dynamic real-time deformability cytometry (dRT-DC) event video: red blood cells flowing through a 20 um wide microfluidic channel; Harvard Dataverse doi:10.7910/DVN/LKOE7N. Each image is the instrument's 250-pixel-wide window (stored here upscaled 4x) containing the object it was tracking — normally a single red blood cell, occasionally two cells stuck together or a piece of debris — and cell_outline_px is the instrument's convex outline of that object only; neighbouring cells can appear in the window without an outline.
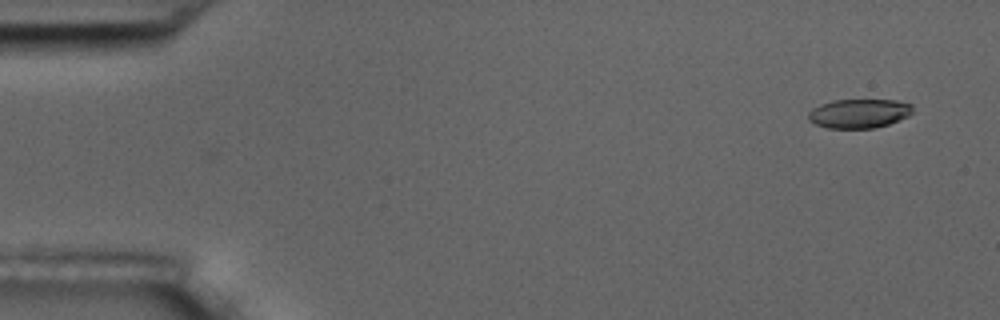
{"species": "common noctule bat (a hibernating species)", "species_latin": "Nyctalus noctula", "temperature_condition": "room temperature", "stored_images_in_passage": 4, "camera_frame_rate_fps": 3000, "um_per_image_px": 0.085, "animal": {"sex": "male", "body_mass_g": 17.5, "forearm_length_mm": 52.3}, "frame": {"image": 1, "passage_image": 1, "time_ms": 0.0, "image_size_px": [1000, 320], "cell_outline_px": [[912, 112], [908, 116], [900, 120], [888, 124], [872, 128], [828, 128], [816, 124], [808, 120], [808, 112], [812, 108], [820, 104], [832, 100], [896, 100], [912, 104]], "centroid_in_image_um": [73.0, 9.64], "position_along_channel_um": 12.0, "area_um2": 17.74}}
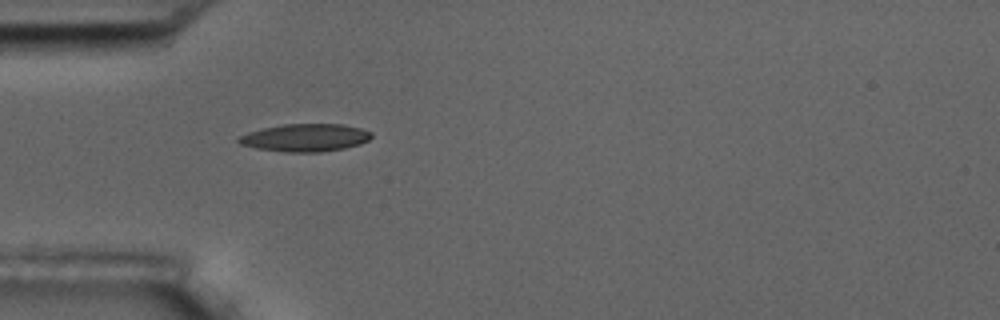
{"frame": {"image": 2, "passage_image": 4, "time_ms": 4.667, "image_size_px": [1000, 320], "cell_outline_px": [[372, 136], [368, 140], [360, 144], [344, 148], [320, 152], [284, 152], [256, 148], [240, 144], [236, 140], [240, 136], [248, 132], [264, 128], [284, 124], [340, 124], [360, 128], [372, 132]], "centroid_in_image_um": [25.94, 11.7], "position_along_channel_um": 59.1, "area_um2": 21.33}}